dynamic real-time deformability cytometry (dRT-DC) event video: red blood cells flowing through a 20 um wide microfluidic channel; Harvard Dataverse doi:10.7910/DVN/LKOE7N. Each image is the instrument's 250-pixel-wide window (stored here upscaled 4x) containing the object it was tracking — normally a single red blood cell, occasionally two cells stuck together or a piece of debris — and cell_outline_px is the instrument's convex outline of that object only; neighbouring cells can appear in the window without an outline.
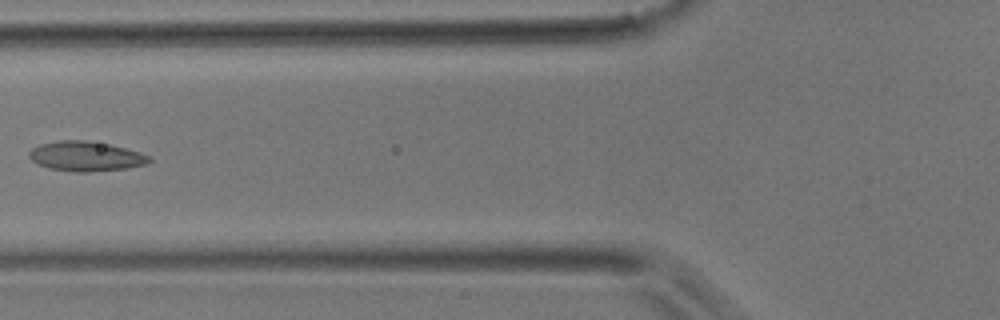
{"species": "common noctule bat (a hibernating species)", "species_latin": "Nyctalus noctula", "temperature_condition": "room temperature", "stored_images_in_passage": 3, "camera_frame_rate_fps": 3000, "um_per_image_px": 0.085, "animal": {"sex": "male", "body_mass_g": 17.9}, "frame": {"image": 1, "passage_image": 3, "time_ms": 0.667, "image_size_px": [1000, 320], "cell_outline_px": [[152, 160], [148, 164], [128, 168], [88, 172], [76, 172], [48, 168], [32, 160], [28, 156], [28, 152], [32, 148], [40, 144], [60, 140], [84, 140], [108, 144], [140, 152], [148, 156]], "centroid_in_image_um": [7.29, 13.29], "position_along_channel_um": 118.5, "area_um2": 20.75}}